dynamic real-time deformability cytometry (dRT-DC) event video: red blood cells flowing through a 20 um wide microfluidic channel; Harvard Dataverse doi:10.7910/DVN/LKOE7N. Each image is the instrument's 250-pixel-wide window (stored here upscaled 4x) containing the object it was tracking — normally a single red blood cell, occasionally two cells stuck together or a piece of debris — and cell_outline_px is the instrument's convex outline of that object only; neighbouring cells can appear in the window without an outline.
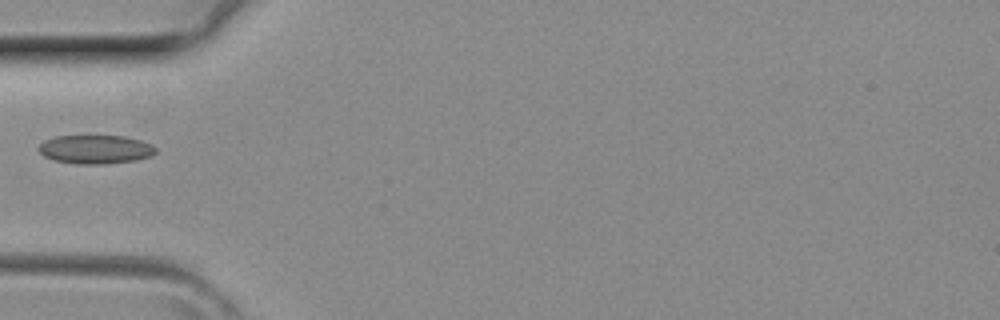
{"species": "common noctule bat (a hibernating species)", "species_latin": "Nyctalus noctula", "temperature_condition": "room temperature", "stored_images_in_passage": 3, "camera_frame_rate_fps": 3000, "um_per_image_px": 0.085, "animal": {"sex": "female", "body_mass_g": 29.2, "forearm_length_mm": 56.3}, "frame": {"image": 1, "passage_image": 3, "time_ms": 0.667, "image_size_px": [1000, 320], "cell_outline_px": [[156, 152], [152, 156], [136, 160], [104, 164], [76, 164], [56, 160], [44, 156], [36, 148], [44, 140], [56, 136], [124, 136], [140, 140], [152, 144], [156, 148]], "centroid_in_image_um": [8.12, 12.69], "position_along_channel_um": 76.9, "area_um2": 19.65}}